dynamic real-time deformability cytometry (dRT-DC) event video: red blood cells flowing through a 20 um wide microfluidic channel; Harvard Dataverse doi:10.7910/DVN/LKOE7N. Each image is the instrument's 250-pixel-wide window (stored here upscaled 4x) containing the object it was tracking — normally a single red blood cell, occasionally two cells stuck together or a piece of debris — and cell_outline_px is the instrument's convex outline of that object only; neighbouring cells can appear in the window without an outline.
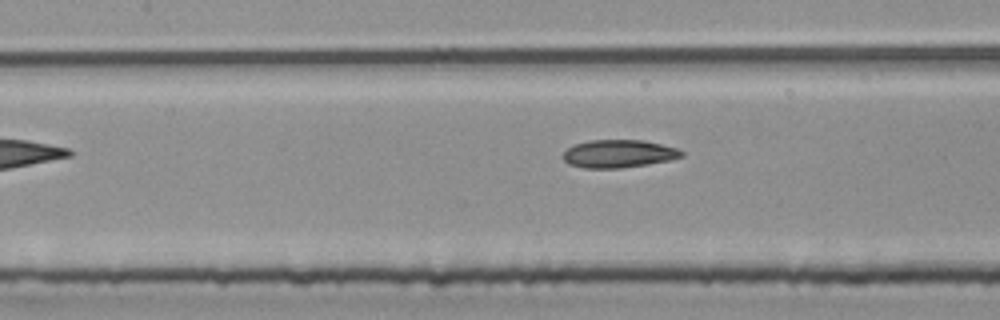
{"species": "common noctule bat (a hibernating species)", "species_latin": "Nyctalus noctula", "temperature_condition": "room temperature", "stored_images_in_passage": 32, "camera_frame_rate_fps": 3000, "um_per_image_px": 0.085, "animal": {"sex": "female", "body_mass_g": 25.1}, "frame": {"image": 1, "passage_image": 14, "time_ms": 4.333, "image_size_px": [1000, 320], "cell_outline_px": [[684, 156], [672, 160], [648, 164], [620, 168], [584, 168], [568, 164], [560, 156], [568, 148], [576, 144], [588, 140], [644, 140], [676, 148], [684, 152]], "centroid_in_image_um": [52.58, 13.07], "position_along_channel_um": 154.8, "area_um2": 19.36}}